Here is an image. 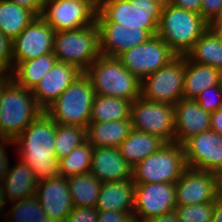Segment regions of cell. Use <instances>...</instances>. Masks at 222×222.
Segmentation results:
<instances>
[{
  "instance_id": "28",
  "label": "cell",
  "mask_w": 222,
  "mask_h": 222,
  "mask_svg": "<svg viewBox=\"0 0 222 222\" xmlns=\"http://www.w3.org/2000/svg\"><path fill=\"white\" fill-rule=\"evenodd\" d=\"M37 16L9 0H0V32L13 41Z\"/></svg>"
},
{
  "instance_id": "16",
  "label": "cell",
  "mask_w": 222,
  "mask_h": 222,
  "mask_svg": "<svg viewBox=\"0 0 222 222\" xmlns=\"http://www.w3.org/2000/svg\"><path fill=\"white\" fill-rule=\"evenodd\" d=\"M175 186L177 206L214 202L219 195V176L187 168Z\"/></svg>"
},
{
  "instance_id": "33",
  "label": "cell",
  "mask_w": 222,
  "mask_h": 222,
  "mask_svg": "<svg viewBox=\"0 0 222 222\" xmlns=\"http://www.w3.org/2000/svg\"><path fill=\"white\" fill-rule=\"evenodd\" d=\"M4 222H51L35 196L12 202Z\"/></svg>"
},
{
  "instance_id": "9",
  "label": "cell",
  "mask_w": 222,
  "mask_h": 222,
  "mask_svg": "<svg viewBox=\"0 0 222 222\" xmlns=\"http://www.w3.org/2000/svg\"><path fill=\"white\" fill-rule=\"evenodd\" d=\"M184 77L185 56H176L167 65L141 80L140 97L174 106L183 98Z\"/></svg>"
},
{
  "instance_id": "26",
  "label": "cell",
  "mask_w": 222,
  "mask_h": 222,
  "mask_svg": "<svg viewBox=\"0 0 222 222\" xmlns=\"http://www.w3.org/2000/svg\"><path fill=\"white\" fill-rule=\"evenodd\" d=\"M132 130L131 120L90 122L86 128L87 141L94 147H119Z\"/></svg>"
},
{
  "instance_id": "39",
  "label": "cell",
  "mask_w": 222,
  "mask_h": 222,
  "mask_svg": "<svg viewBox=\"0 0 222 222\" xmlns=\"http://www.w3.org/2000/svg\"><path fill=\"white\" fill-rule=\"evenodd\" d=\"M200 15L208 24L221 18L222 0H202Z\"/></svg>"
},
{
  "instance_id": "14",
  "label": "cell",
  "mask_w": 222,
  "mask_h": 222,
  "mask_svg": "<svg viewBox=\"0 0 222 222\" xmlns=\"http://www.w3.org/2000/svg\"><path fill=\"white\" fill-rule=\"evenodd\" d=\"M187 168L222 174V135L208 129L183 144Z\"/></svg>"
},
{
  "instance_id": "3",
  "label": "cell",
  "mask_w": 222,
  "mask_h": 222,
  "mask_svg": "<svg viewBox=\"0 0 222 222\" xmlns=\"http://www.w3.org/2000/svg\"><path fill=\"white\" fill-rule=\"evenodd\" d=\"M96 95L133 102L141 94V80L130 73L117 57L100 55L85 71Z\"/></svg>"
},
{
  "instance_id": "19",
  "label": "cell",
  "mask_w": 222,
  "mask_h": 222,
  "mask_svg": "<svg viewBox=\"0 0 222 222\" xmlns=\"http://www.w3.org/2000/svg\"><path fill=\"white\" fill-rule=\"evenodd\" d=\"M82 73L74 65L56 61L32 90L37 104L45 110Z\"/></svg>"
},
{
  "instance_id": "35",
  "label": "cell",
  "mask_w": 222,
  "mask_h": 222,
  "mask_svg": "<svg viewBox=\"0 0 222 222\" xmlns=\"http://www.w3.org/2000/svg\"><path fill=\"white\" fill-rule=\"evenodd\" d=\"M213 202L176 206L174 212L179 222H212Z\"/></svg>"
},
{
  "instance_id": "17",
  "label": "cell",
  "mask_w": 222,
  "mask_h": 222,
  "mask_svg": "<svg viewBox=\"0 0 222 222\" xmlns=\"http://www.w3.org/2000/svg\"><path fill=\"white\" fill-rule=\"evenodd\" d=\"M35 197L51 222H64L74 208L68 179L61 175L39 181Z\"/></svg>"
},
{
  "instance_id": "6",
  "label": "cell",
  "mask_w": 222,
  "mask_h": 222,
  "mask_svg": "<svg viewBox=\"0 0 222 222\" xmlns=\"http://www.w3.org/2000/svg\"><path fill=\"white\" fill-rule=\"evenodd\" d=\"M162 7L155 0H108L98 7L96 23L142 26L157 35Z\"/></svg>"
},
{
  "instance_id": "41",
  "label": "cell",
  "mask_w": 222,
  "mask_h": 222,
  "mask_svg": "<svg viewBox=\"0 0 222 222\" xmlns=\"http://www.w3.org/2000/svg\"><path fill=\"white\" fill-rule=\"evenodd\" d=\"M13 145V141L0 137V183L8 174L11 163L8 157L9 151H7V147ZM6 148V149H5Z\"/></svg>"
},
{
  "instance_id": "37",
  "label": "cell",
  "mask_w": 222,
  "mask_h": 222,
  "mask_svg": "<svg viewBox=\"0 0 222 222\" xmlns=\"http://www.w3.org/2000/svg\"><path fill=\"white\" fill-rule=\"evenodd\" d=\"M12 70V41L0 32V73L10 75Z\"/></svg>"
},
{
  "instance_id": "1",
  "label": "cell",
  "mask_w": 222,
  "mask_h": 222,
  "mask_svg": "<svg viewBox=\"0 0 222 222\" xmlns=\"http://www.w3.org/2000/svg\"><path fill=\"white\" fill-rule=\"evenodd\" d=\"M57 123L43 111L15 140L17 156L33 170L36 180L59 175L55 152Z\"/></svg>"
},
{
  "instance_id": "43",
  "label": "cell",
  "mask_w": 222,
  "mask_h": 222,
  "mask_svg": "<svg viewBox=\"0 0 222 222\" xmlns=\"http://www.w3.org/2000/svg\"><path fill=\"white\" fill-rule=\"evenodd\" d=\"M172 5L200 14L202 0H173Z\"/></svg>"
},
{
  "instance_id": "11",
  "label": "cell",
  "mask_w": 222,
  "mask_h": 222,
  "mask_svg": "<svg viewBox=\"0 0 222 222\" xmlns=\"http://www.w3.org/2000/svg\"><path fill=\"white\" fill-rule=\"evenodd\" d=\"M97 11L94 0H46L41 17L57 32L93 25Z\"/></svg>"
},
{
  "instance_id": "4",
  "label": "cell",
  "mask_w": 222,
  "mask_h": 222,
  "mask_svg": "<svg viewBox=\"0 0 222 222\" xmlns=\"http://www.w3.org/2000/svg\"><path fill=\"white\" fill-rule=\"evenodd\" d=\"M208 28L200 14L169 5L161 10L157 35L177 56H186Z\"/></svg>"
},
{
  "instance_id": "51",
  "label": "cell",
  "mask_w": 222,
  "mask_h": 222,
  "mask_svg": "<svg viewBox=\"0 0 222 222\" xmlns=\"http://www.w3.org/2000/svg\"><path fill=\"white\" fill-rule=\"evenodd\" d=\"M3 91V75L0 76V100Z\"/></svg>"
},
{
  "instance_id": "36",
  "label": "cell",
  "mask_w": 222,
  "mask_h": 222,
  "mask_svg": "<svg viewBox=\"0 0 222 222\" xmlns=\"http://www.w3.org/2000/svg\"><path fill=\"white\" fill-rule=\"evenodd\" d=\"M207 112L213 113L222 108V85L207 88L195 100Z\"/></svg>"
},
{
  "instance_id": "7",
  "label": "cell",
  "mask_w": 222,
  "mask_h": 222,
  "mask_svg": "<svg viewBox=\"0 0 222 222\" xmlns=\"http://www.w3.org/2000/svg\"><path fill=\"white\" fill-rule=\"evenodd\" d=\"M53 54L57 61L74 65L84 72L100 56L96 22L75 30L55 32Z\"/></svg>"
},
{
  "instance_id": "13",
  "label": "cell",
  "mask_w": 222,
  "mask_h": 222,
  "mask_svg": "<svg viewBox=\"0 0 222 222\" xmlns=\"http://www.w3.org/2000/svg\"><path fill=\"white\" fill-rule=\"evenodd\" d=\"M176 206L175 183H135V222H146L152 217L171 213Z\"/></svg>"
},
{
  "instance_id": "25",
  "label": "cell",
  "mask_w": 222,
  "mask_h": 222,
  "mask_svg": "<svg viewBox=\"0 0 222 222\" xmlns=\"http://www.w3.org/2000/svg\"><path fill=\"white\" fill-rule=\"evenodd\" d=\"M165 143L159 136L132 129L118 148L124 159L135 167L140 161L157 152Z\"/></svg>"
},
{
  "instance_id": "42",
  "label": "cell",
  "mask_w": 222,
  "mask_h": 222,
  "mask_svg": "<svg viewBox=\"0 0 222 222\" xmlns=\"http://www.w3.org/2000/svg\"><path fill=\"white\" fill-rule=\"evenodd\" d=\"M9 1L15 3L20 7L28 9L29 11L33 12L37 17L42 15L46 3V0H9Z\"/></svg>"
},
{
  "instance_id": "8",
  "label": "cell",
  "mask_w": 222,
  "mask_h": 222,
  "mask_svg": "<svg viewBox=\"0 0 222 222\" xmlns=\"http://www.w3.org/2000/svg\"><path fill=\"white\" fill-rule=\"evenodd\" d=\"M187 169L183 145L165 143L133 167L134 183H175Z\"/></svg>"
},
{
  "instance_id": "30",
  "label": "cell",
  "mask_w": 222,
  "mask_h": 222,
  "mask_svg": "<svg viewBox=\"0 0 222 222\" xmlns=\"http://www.w3.org/2000/svg\"><path fill=\"white\" fill-rule=\"evenodd\" d=\"M67 179L74 207H96L103 182L90 172Z\"/></svg>"
},
{
  "instance_id": "40",
  "label": "cell",
  "mask_w": 222,
  "mask_h": 222,
  "mask_svg": "<svg viewBox=\"0 0 222 222\" xmlns=\"http://www.w3.org/2000/svg\"><path fill=\"white\" fill-rule=\"evenodd\" d=\"M97 222H135L133 213L121 211H99Z\"/></svg>"
},
{
  "instance_id": "48",
  "label": "cell",
  "mask_w": 222,
  "mask_h": 222,
  "mask_svg": "<svg viewBox=\"0 0 222 222\" xmlns=\"http://www.w3.org/2000/svg\"><path fill=\"white\" fill-rule=\"evenodd\" d=\"M7 204L8 203H6V200L3 196V191H2V188H1V185H0V216L3 215V222H4L5 216H6V210H7L6 206H7Z\"/></svg>"
},
{
  "instance_id": "49",
  "label": "cell",
  "mask_w": 222,
  "mask_h": 222,
  "mask_svg": "<svg viewBox=\"0 0 222 222\" xmlns=\"http://www.w3.org/2000/svg\"><path fill=\"white\" fill-rule=\"evenodd\" d=\"M156 3L162 8L172 5L173 0H155Z\"/></svg>"
},
{
  "instance_id": "29",
  "label": "cell",
  "mask_w": 222,
  "mask_h": 222,
  "mask_svg": "<svg viewBox=\"0 0 222 222\" xmlns=\"http://www.w3.org/2000/svg\"><path fill=\"white\" fill-rule=\"evenodd\" d=\"M186 57L192 62L222 71V43L210 28L197 40Z\"/></svg>"
},
{
  "instance_id": "38",
  "label": "cell",
  "mask_w": 222,
  "mask_h": 222,
  "mask_svg": "<svg viewBox=\"0 0 222 222\" xmlns=\"http://www.w3.org/2000/svg\"><path fill=\"white\" fill-rule=\"evenodd\" d=\"M98 214L95 207H74L64 222H97Z\"/></svg>"
},
{
  "instance_id": "18",
  "label": "cell",
  "mask_w": 222,
  "mask_h": 222,
  "mask_svg": "<svg viewBox=\"0 0 222 222\" xmlns=\"http://www.w3.org/2000/svg\"><path fill=\"white\" fill-rule=\"evenodd\" d=\"M100 55L118 57L123 52L146 42L151 35L142 26H120L118 23H96Z\"/></svg>"
},
{
  "instance_id": "10",
  "label": "cell",
  "mask_w": 222,
  "mask_h": 222,
  "mask_svg": "<svg viewBox=\"0 0 222 222\" xmlns=\"http://www.w3.org/2000/svg\"><path fill=\"white\" fill-rule=\"evenodd\" d=\"M130 120L132 129L159 136L166 143L175 141V113L171 104L139 97L131 104Z\"/></svg>"
},
{
  "instance_id": "45",
  "label": "cell",
  "mask_w": 222,
  "mask_h": 222,
  "mask_svg": "<svg viewBox=\"0 0 222 222\" xmlns=\"http://www.w3.org/2000/svg\"><path fill=\"white\" fill-rule=\"evenodd\" d=\"M213 218L212 222H222V196L218 195L213 202Z\"/></svg>"
},
{
  "instance_id": "20",
  "label": "cell",
  "mask_w": 222,
  "mask_h": 222,
  "mask_svg": "<svg viewBox=\"0 0 222 222\" xmlns=\"http://www.w3.org/2000/svg\"><path fill=\"white\" fill-rule=\"evenodd\" d=\"M175 141L183 144L190 137L210 129L211 113L202 109L195 100L181 98L174 105Z\"/></svg>"
},
{
  "instance_id": "23",
  "label": "cell",
  "mask_w": 222,
  "mask_h": 222,
  "mask_svg": "<svg viewBox=\"0 0 222 222\" xmlns=\"http://www.w3.org/2000/svg\"><path fill=\"white\" fill-rule=\"evenodd\" d=\"M135 183L133 179L103 182L96 209L98 211H134Z\"/></svg>"
},
{
  "instance_id": "32",
  "label": "cell",
  "mask_w": 222,
  "mask_h": 222,
  "mask_svg": "<svg viewBox=\"0 0 222 222\" xmlns=\"http://www.w3.org/2000/svg\"><path fill=\"white\" fill-rule=\"evenodd\" d=\"M94 146L87 140L58 160L59 175L69 178L90 172Z\"/></svg>"
},
{
  "instance_id": "46",
  "label": "cell",
  "mask_w": 222,
  "mask_h": 222,
  "mask_svg": "<svg viewBox=\"0 0 222 222\" xmlns=\"http://www.w3.org/2000/svg\"><path fill=\"white\" fill-rule=\"evenodd\" d=\"M146 222H179L176 213L173 211L171 213L155 216L147 220Z\"/></svg>"
},
{
  "instance_id": "34",
  "label": "cell",
  "mask_w": 222,
  "mask_h": 222,
  "mask_svg": "<svg viewBox=\"0 0 222 222\" xmlns=\"http://www.w3.org/2000/svg\"><path fill=\"white\" fill-rule=\"evenodd\" d=\"M86 138V128L57 124L55 135L56 159L68 156L76 147L80 146Z\"/></svg>"
},
{
  "instance_id": "5",
  "label": "cell",
  "mask_w": 222,
  "mask_h": 222,
  "mask_svg": "<svg viewBox=\"0 0 222 222\" xmlns=\"http://www.w3.org/2000/svg\"><path fill=\"white\" fill-rule=\"evenodd\" d=\"M96 94L84 72L44 111L57 123L87 128Z\"/></svg>"
},
{
  "instance_id": "44",
  "label": "cell",
  "mask_w": 222,
  "mask_h": 222,
  "mask_svg": "<svg viewBox=\"0 0 222 222\" xmlns=\"http://www.w3.org/2000/svg\"><path fill=\"white\" fill-rule=\"evenodd\" d=\"M210 129L219 135H222V108L211 113Z\"/></svg>"
},
{
  "instance_id": "12",
  "label": "cell",
  "mask_w": 222,
  "mask_h": 222,
  "mask_svg": "<svg viewBox=\"0 0 222 222\" xmlns=\"http://www.w3.org/2000/svg\"><path fill=\"white\" fill-rule=\"evenodd\" d=\"M176 56L164 40L154 35L117 58L131 74L142 80L167 65Z\"/></svg>"
},
{
  "instance_id": "2",
  "label": "cell",
  "mask_w": 222,
  "mask_h": 222,
  "mask_svg": "<svg viewBox=\"0 0 222 222\" xmlns=\"http://www.w3.org/2000/svg\"><path fill=\"white\" fill-rule=\"evenodd\" d=\"M43 111L31 90L18 85L10 75H3L0 137L15 140Z\"/></svg>"
},
{
  "instance_id": "27",
  "label": "cell",
  "mask_w": 222,
  "mask_h": 222,
  "mask_svg": "<svg viewBox=\"0 0 222 222\" xmlns=\"http://www.w3.org/2000/svg\"><path fill=\"white\" fill-rule=\"evenodd\" d=\"M57 61L53 53H46L37 58L19 63L11 72L10 77L20 86L33 90L41 78Z\"/></svg>"
},
{
  "instance_id": "21",
  "label": "cell",
  "mask_w": 222,
  "mask_h": 222,
  "mask_svg": "<svg viewBox=\"0 0 222 222\" xmlns=\"http://www.w3.org/2000/svg\"><path fill=\"white\" fill-rule=\"evenodd\" d=\"M90 173L100 182L129 180L133 177V167L118 147H94Z\"/></svg>"
},
{
  "instance_id": "24",
  "label": "cell",
  "mask_w": 222,
  "mask_h": 222,
  "mask_svg": "<svg viewBox=\"0 0 222 222\" xmlns=\"http://www.w3.org/2000/svg\"><path fill=\"white\" fill-rule=\"evenodd\" d=\"M221 85V70L190 61L185 56L183 98L196 100L207 88Z\"/></svg>"
},
{
  "instance_id": "31",
  "label": "cell",
  "mask_w": 222,
  "mask_h": 222,
  "mask_svg": "<svg viewBox=\"0 0 222 222\" xmlns=\"http://www.w3.org/2000/svg\"><path fill=\"white\" fill-rule=\"evenodd\" d=\"M131 101L116 97L96 95L90 122L120 121L130 118Z\"/></svg>"
},
{
  "instance_id": "50",
  "label": "cell",
  "mask_w": 222,
  "mask_h": 222,
  "mask_svg": "<svg viewBox=\"0 0 222 222\" xmlns=\"http://www.w3.org/2000/svg\"><path fill=\"white\" fill-rule=\"evenodd\" d=\"M219 195L222 196V174L219 175Z\"/></svg>"
},
{
  "instance_id": "47",
  "label": "cell",
  "mask_w": 222,
  "mask_h": 222,
  "mask_svg": "<svg viewBox=\"0 0 222 222\" xmlns=\"http://www.w3.org/2000/svg\"><path fill=\"white\" fill-rule=\"evenodd\" d=\"M209 28L217 36L219 41L222 43V17L215 19L209 24Z\"/></svg>"
},
{
  "instance_id": "15",
  "label": "cell",
  "mask_w": 222,
  "mask_h": 222,
  "mask_svg": "<svg viewBox=\"0 0 222 222\" xmlns=\"http://www.w3.org/2000/svg\"><path fill=\"white\" fill-rule=\"evenodd\" d=\"M55 31L41 17H36L13 41V69L46 53H53Z\"/></svg>"
},
{
  "instance_id": "22",
  "label": "cell",
  "mask_w": 222,
  "mask_h": 222,
  "mask_svg": "<svg viewBox=\"0 0 222 222\" xmlns=\"http://www.w3.org/2000/svg\"><path fill=\"white\" fill-rule=\"evenodd\" d=\"M38 181L34 172L20 158L13 166H10L8 174L0 183L3 196L8 204L23 198L35 196Z\"/></svg>"
},
{
  "instance_id": "52",
  "label": "cell",
  "mask_w": 222,
  "mask_h": 222,
  "mask_svg": "<svg viewBox=\"0 0 222 222\" xmlns=\"http://www.w3.org/2000/svg\"><path fill=\"white\" fill-rule=\"evenodd\" d=\"M108 0H94V3L96 5V7L98 8L102 3L106 2Z\"/></svg>"
}]
</instances>
